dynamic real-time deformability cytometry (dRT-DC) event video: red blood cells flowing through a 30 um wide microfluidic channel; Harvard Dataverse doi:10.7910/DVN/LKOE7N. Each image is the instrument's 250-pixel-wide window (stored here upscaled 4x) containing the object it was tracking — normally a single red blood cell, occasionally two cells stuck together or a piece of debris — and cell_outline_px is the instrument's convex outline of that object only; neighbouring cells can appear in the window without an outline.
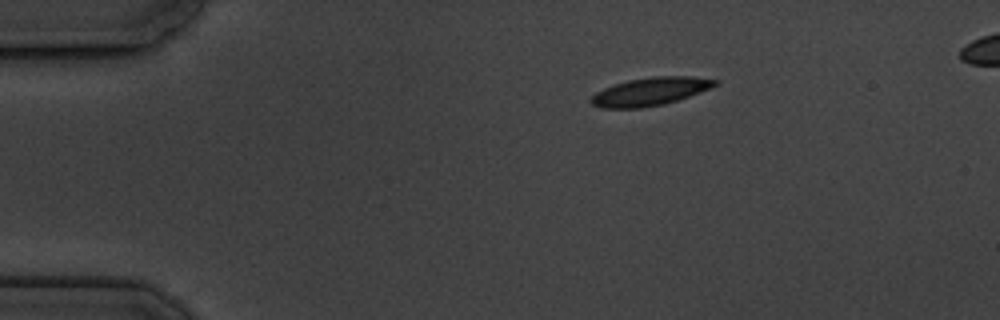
{"species": "common noctule bat (a hibernating species)", "species_latin": "Nyctalus noctula", "temperature_condition": "cold", "stored_images_in_passage": 4, "camera_frame_rate_fps": 3000, "um_per_image_px": 0.085, "animal": {"sex": "male", "body_mass_g": 19.5, "forearm_length_mm": 54.6}, "frame": {"image": 1, "passage_image": 1, "time_ms": 0.0, "image_size_px": [1000, 320], "cell_outline_px": [[720, 84], [700, 92], [664, 104], [640, 108], [600, 108], [592, 104], [588, 100], [596, 92], [612, 84], [628, 80], [652, 76], [692, 76], [720, 80]], "centroid_in_image_um": [55.26, 7.77], "position_along_channel_um": 29.7, "area_um2": 20.4}}